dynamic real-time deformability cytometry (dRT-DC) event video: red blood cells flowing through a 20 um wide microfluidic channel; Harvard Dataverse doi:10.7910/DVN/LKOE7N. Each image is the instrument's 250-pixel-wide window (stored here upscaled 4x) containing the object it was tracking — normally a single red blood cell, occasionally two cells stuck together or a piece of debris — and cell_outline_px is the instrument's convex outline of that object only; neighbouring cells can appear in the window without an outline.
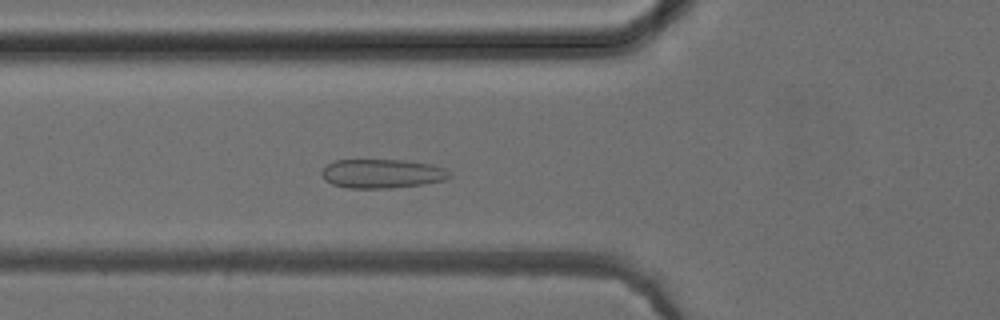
{"species": "common noctule bat (a hibernating species)", "species_latin": "Nyctalus noctula", "temperature_condition": "cold", "stored_images_in_passage": 50, "camera_frame_rate_fps": 3000, "um_per_image_px": 0.085, "animal": {"sex": "female", "body_mass_g": 24.6, "forearm_length_mm": 56.2}, "frame": {"image": 1, "passage_image": 17, "time_ms": 5.333, "image_size_px": [1000, 320], "cell_outline_px": [[452, 176], [448, 180], [424, 184], [392, 188], [348, 188], [332, 184], [324, 180], [320, 172], [328, 164], [336, 160], [404, 160], [432, 164], [444, 168], [452, 172]], "centroid_in_image_um": [32.52, 14.76], "position_along_channel_um": 93.3, "area_um2": 21.91}}
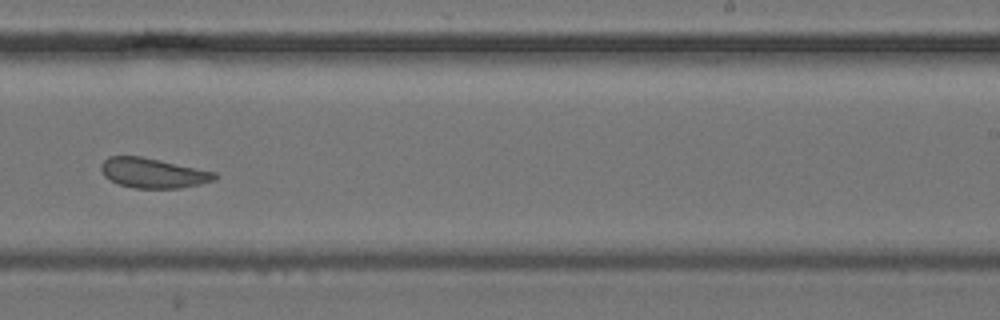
{"frame": {"image": 2, "passage_image": 31, "time_ms": 10.0, "image_size_px": [1000, 320], "cell_outline_px": [[216, 180], [200, 184], [180, 188], [136, 188], [120, 184], [104, 176], [100, 168], [100, 164], [108, 156], [140, 156], [216, 172]], "centroid_in_image_um": [13.0, 14.7], "position_along_channel_um": 276.0, "area_um2": 19.59}}
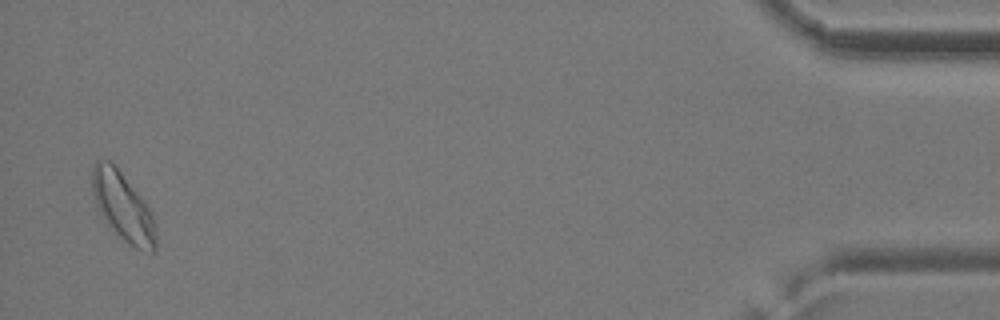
{"frame": {"image": 3, "passage_image": 49, "time_ms": 16.0, "image_size_px": [1000, 320], "cell_outline_px": [[156, 248], [152, 252], [136, 248], [124, 240], [100, 216], [96, 208], [92, 192], [92, 168], [96, 160], [112, 160], [152, 212], [156, 236]], "centroid_in_image_um": [10.41, 17.53], "position_along_channel_um": 424.8, "area_um2": 25.26}, "authors_computed_cell_mechanics": {"area_um2": 21.3571, "velocity_mm_per_s": 3.9125, "shape_relaxation_time_tau1_ms": 10.0469, "shape_relaxation_time_tau2_ms": 0.7534, "deformation_change_tau1": 0.1068, "deformation_change_tau2": 0.0679}}